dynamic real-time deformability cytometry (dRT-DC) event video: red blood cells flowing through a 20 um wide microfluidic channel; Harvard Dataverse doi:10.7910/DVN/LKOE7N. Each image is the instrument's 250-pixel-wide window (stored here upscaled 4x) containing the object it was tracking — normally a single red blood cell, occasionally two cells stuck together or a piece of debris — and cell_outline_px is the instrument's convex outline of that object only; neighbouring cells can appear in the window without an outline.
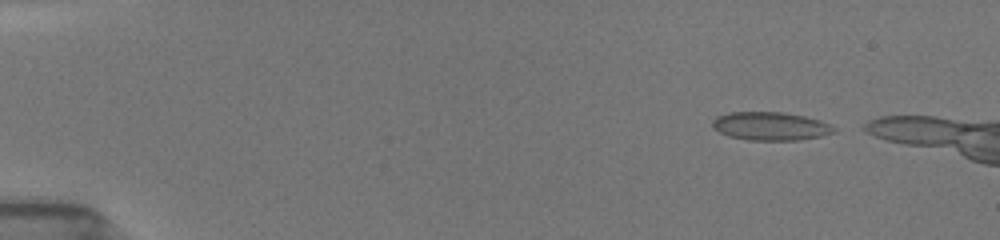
{"species": "common noctule bat (a hibernating species)", "species_latin": "Nyctalus noctula", "temperature_condition": "room temperature", "stored_images_in_passage": 5, "camera_frame_rate_fps": 3000, "um_per_image_px": 0.085, "animal": {"sex": "female", "body_mass_g": 19.5, "forearm_length_mm": 54.1}, "frame": {"image": 1, "passage_image": 1, "time_ms": 0.0, "image_size_px": [1000, 240], "cell_outline_px": [[836, 132], [820, 136], [796, 140], [748, 140], [728, 136], [712, 128], [712, 120], [716, 116], [728, 112], [784, 112], [804, 116], [820, 120], [832, 124], [836, 128]], "centroid_in_image_um": [65.49, 10.72], "position_along_channel_um": 19.5, "area_um2": 20.23}}